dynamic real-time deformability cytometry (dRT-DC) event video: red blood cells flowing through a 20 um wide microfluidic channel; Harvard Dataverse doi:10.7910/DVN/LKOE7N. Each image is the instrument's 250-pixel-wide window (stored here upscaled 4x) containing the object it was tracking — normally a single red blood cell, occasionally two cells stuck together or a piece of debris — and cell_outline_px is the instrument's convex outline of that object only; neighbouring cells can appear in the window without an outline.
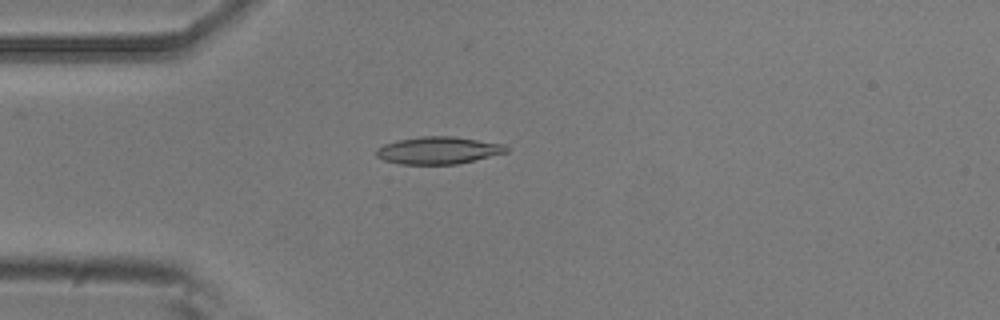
{"species": "common noctule bat (a hibernating species)", "species_latin": "Nyctalus noctula", "temperature_condition": "room temperature", "stored_images_in_passage": 6, "camera_frame_rate_fps": 3000, "um_per_image_px": 0.085, "animal": {"sex": "male", "body_mass_g": 20.5, "forearm_length_mm": 52.5}, "frame": {"image": 1, "passage_image": 4, "time_ms": 1.0, "image_size_px": [1000, 320], "cell_outline_px": [[508, 152], [476, 160], [456, 164], [400, 164], [384, 160], [376, 156], [376, 148], [384, 144], [396, 140], [420, 136], [452, 136], [504, 144], [508, 148]], "centroid_in_image_um": [37.24, 12.78], "position_along_channel_um": 47.8, "area_um2": 20.75}}